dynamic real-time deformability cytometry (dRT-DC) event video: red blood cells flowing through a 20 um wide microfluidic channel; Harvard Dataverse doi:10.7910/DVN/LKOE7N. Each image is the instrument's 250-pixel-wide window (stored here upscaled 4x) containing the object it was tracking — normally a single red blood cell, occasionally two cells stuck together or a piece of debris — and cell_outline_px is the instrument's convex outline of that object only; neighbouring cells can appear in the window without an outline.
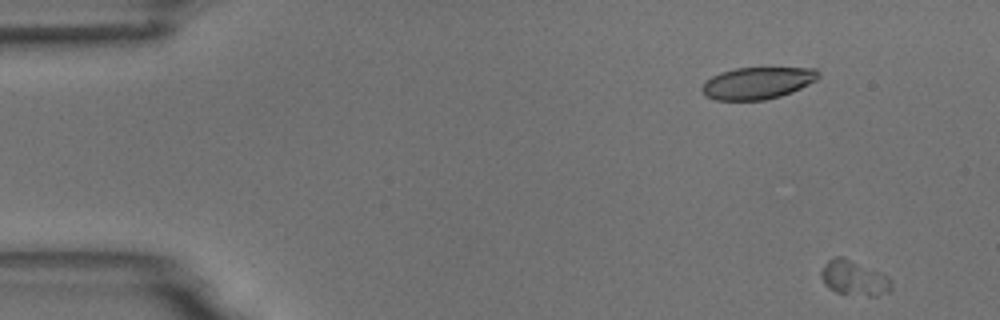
{"species": "common noctule bat (a hibernating species)", "species_latin": "Nyctalus noctula", "temperature_condition": "room temperature", "stored_images_in_passage": 5, "segment_of_instrument_passage": [2, 2], "camera_frame_rate_fps": 3000, "um_per_image_px": 0.085, "animal": {"sex": "male", "body_mass_g": 18.8}, "frame": {"image": 1, "passage_image": 5, "time_ms": 5.667, "image_size_px": [1000, 320], "cell_outline_px": [[892, 288], [888, 292], [876, 296], [868, 296], [836, 292], [824, 284], [820, 276], [820, 272], [828, 260], [836, 256], [844, 256], [884, 272], [892, 280]], "centroid_in_image_um": [72.64, 23.6], "position_along_channel_um": 12.4, "area_um2": 14.68}}